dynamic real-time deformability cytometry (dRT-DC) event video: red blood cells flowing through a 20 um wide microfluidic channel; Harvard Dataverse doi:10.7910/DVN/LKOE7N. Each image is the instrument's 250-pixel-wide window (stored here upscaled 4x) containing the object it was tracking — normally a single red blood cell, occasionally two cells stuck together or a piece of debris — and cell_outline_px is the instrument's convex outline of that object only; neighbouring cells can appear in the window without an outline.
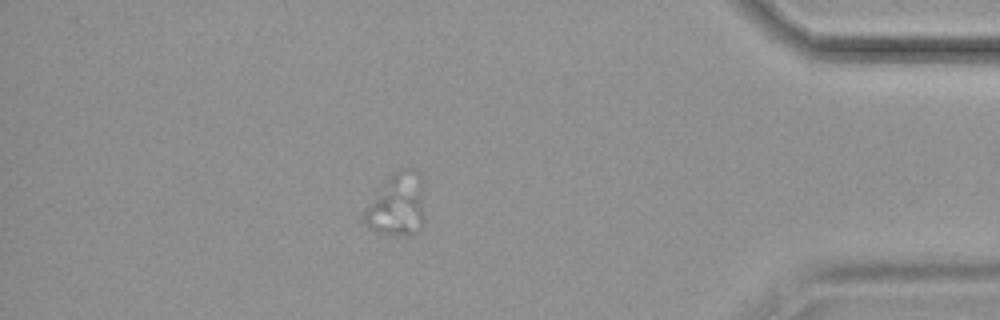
{"species": "common noctule bat (a hibernating species)", "species_latin": "Nyctalus noctula", "temperature_condition": "cold", "stored_images_in_passage": 58, "segment_of_instrument_passage": [2, 2], "camera_frame_rate_fps": 3000, "um_per_image_px": 0.085, "animal": {"sex": "female", "body_mass_g": 19.9}, "frame": {"image": 1, "passage_image": 51, "time_ms": 16.667, "image_size_px": [1000, 320], "cell_outline_px": [[424, 216], [420, 228], [412, 236], [404, 236], [380, 232], [368, 228], [364, 220], [364, 212], [384, 180], [388, 176], [400, 168], [408, 168], [412, 172]], "centroid_in_image_um": [33.65, 17.5], "position_along_channel_um": 401.6, "area_um2": 20.63}}